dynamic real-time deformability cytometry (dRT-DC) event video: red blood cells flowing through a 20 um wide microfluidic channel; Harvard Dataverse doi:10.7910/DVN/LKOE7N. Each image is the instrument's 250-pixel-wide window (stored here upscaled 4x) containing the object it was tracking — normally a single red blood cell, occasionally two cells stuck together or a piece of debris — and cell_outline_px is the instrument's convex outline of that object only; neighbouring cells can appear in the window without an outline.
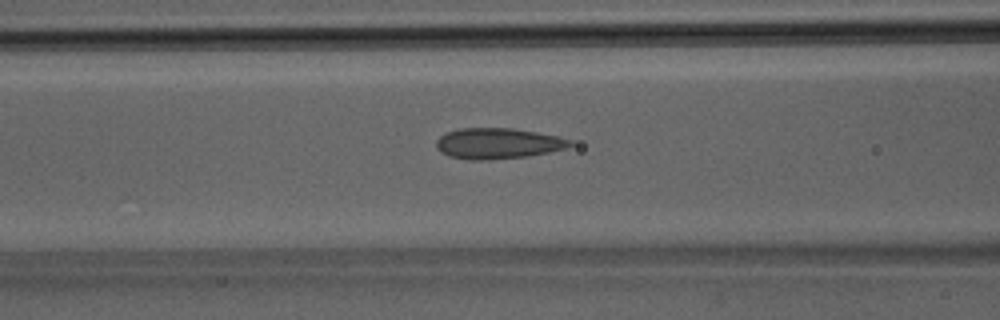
{"species": "Egyptian fruit bat (a non-hibernating species)", "species_latin": "Rousettus aegyptiacus", "temperature_condition": "room temperature", "stored_images_in_passage": 39, "camera_frame_rate_fps": 3000, "um_per_image_px": 0.085, "animal": {"sex": "male"}, "frame": {"image": 1, "passage_image": 16, "time_ms": 5.0, "image_size_px": [1000, 320], "cell_outline_px": [[576, 144], [568, 148], [528, 156], [488, 160], [468, 160], [448, 156], [440, 152], [436, 148], [436, 140], [440, 136], [448, 132], [460, 128], [512, 128], [560, 136], [572, 140]], "centroid_in_image_um": [42.35, 12.2], "position_along_channel_um": 124.3, "area_um2": 24.28}}
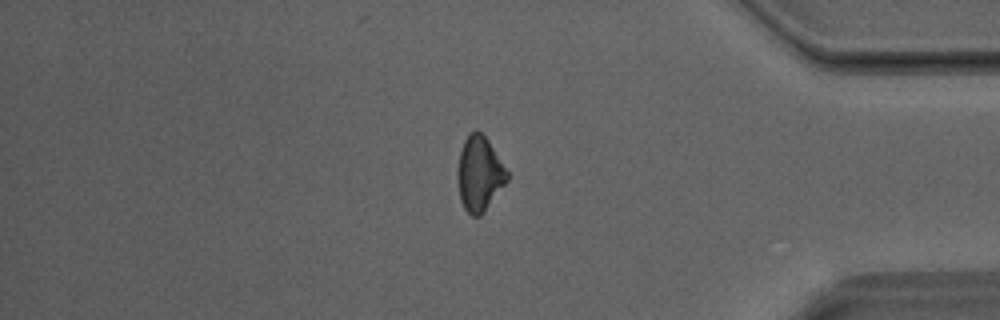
{"frame": {"image": 2, "passage_image": 33, "time_ms": 10.667, "image_size_px": [1000, 320], "cell_outline_px": [[508, 180], [484, 212], [480, 216], [472, 216], [464, 208], [460, 200], [456, 176], [456, 172], [460, 152], [464, 140], [468, 132], [476, 128], [488, 140], [508, 172]], "centroid_in_image_um": [40.72, 14.76], "position_along_channel_um": 394.5, "area_um2": 21.73}}
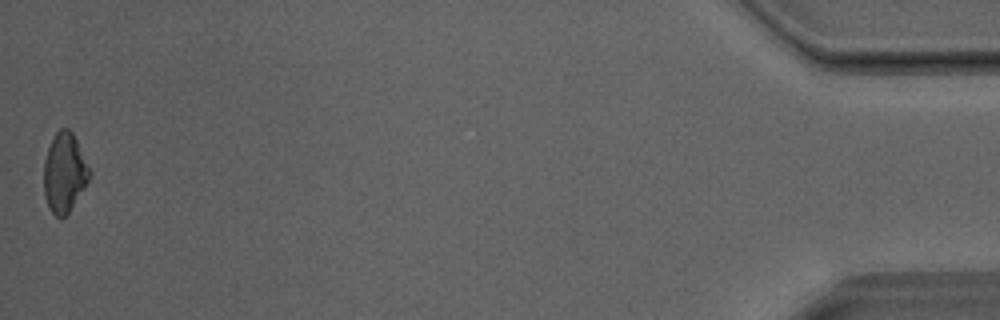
{"frame": {"image": 3, "passage_image": 39, "time_ms": 12.667, "image_size_px": [1000, 320], "cell_outline_px": [[92, 172], [88, 180], [68, 212], [60, 220], [48, 208], [44, 196], [44, 160], [48, 148], [56, 132], [60, 128], [68, 128], [72, 132]], "centroid_in_image_um": [5.46, 14.68], "position_along_channel_um": 429.7, "area_um2": 20.87}}